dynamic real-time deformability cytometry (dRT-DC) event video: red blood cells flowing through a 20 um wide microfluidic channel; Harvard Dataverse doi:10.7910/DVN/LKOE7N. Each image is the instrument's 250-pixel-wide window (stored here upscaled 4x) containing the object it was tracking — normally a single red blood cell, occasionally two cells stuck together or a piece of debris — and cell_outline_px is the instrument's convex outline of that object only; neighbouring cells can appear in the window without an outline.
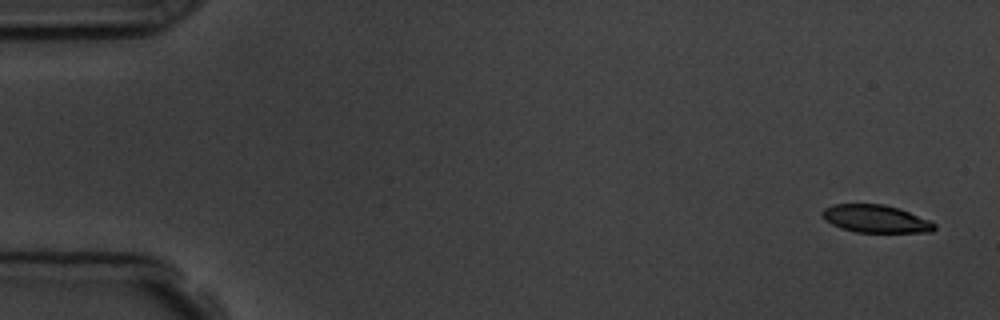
{"species": "common noctule bat (a hibernating species)", "species_latin": "Nyctalus noctula", "temperature_condition": "room temperature", "stored_images_in_passage": 5, "camera_frame_rate_fps": 3000, "um_per_image_px": 0.085, "animal": {"sex": "male", "body_mass_g": 19.5, "forearm_length_mm": 54.6}, "frame": {"image": 1, "passage_image": 1, "time_ms": 0.0, "image_size_px": [1000, 320], "cell_outline_px": [[936, 228], [932, 232], [856, 232], [840, 228], [824, 220], [820, 212], [824, 208], [832, 204], [884, 204], [900, 208], [932, 220], [936, 224]], "centroid_in_image_um": [74.45, 18.59], "position_along_channel_um": 10.5, "area_um2": 18.44}}
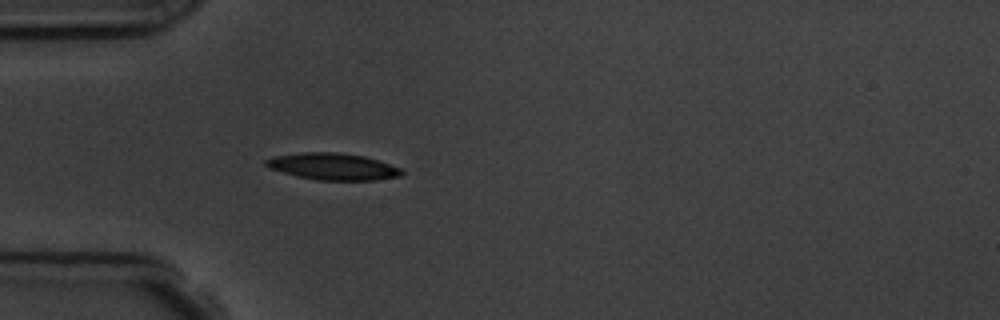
{"frame": {"image": 2, "passage_image": 5, "time_ms": 4.667, "image_size_px": [1000, 320], "cell_outline_px": [[404, 172], [400, 176], [372, 180], [316, 180], [296, 176], [268, 168], [264, 164], [264, 160], [272, 156], [300, 152], [340, 152], [364, 156], [400, 168]], "centroid_in_image_um": [28.22, 14.14], "position_along_channel_um": 56.8, "area_um2": 21.21}}